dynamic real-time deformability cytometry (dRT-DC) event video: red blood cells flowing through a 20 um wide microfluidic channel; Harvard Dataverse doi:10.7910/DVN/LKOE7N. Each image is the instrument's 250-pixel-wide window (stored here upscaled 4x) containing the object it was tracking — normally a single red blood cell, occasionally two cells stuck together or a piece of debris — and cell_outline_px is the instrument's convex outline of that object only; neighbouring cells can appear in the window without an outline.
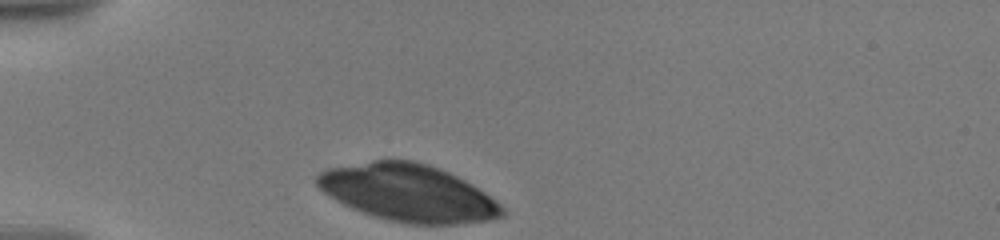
{"species": "human", "species_latin": "Homo sapiens", "temperature_condition": "warm", "stored_images_in_passage": 17, "camera_frame_rate_fps": 3000, "um_per_image_px": 0.085, "donor": {"sex": "male"}, "frame": {"image": 1, "passage_image": 1, "time_ms": 0.0, "image_size_px": [1000, 240], "cell_outline_px": [[504, 216], [492, 220], [456, 224], [404, 224], [388, 220], [360, 212], [328, 196], [316, 184], [316, 176], [320, 172], [328, 168], [372, 160], [412, 160], [428, 164], [448, 172], [472, 184], [496, 200], [504, 208]], "centroid_in_image_um": [34.7, 16.4], "position_along_channel_um": 50.3, "area_um2": 61.61}}
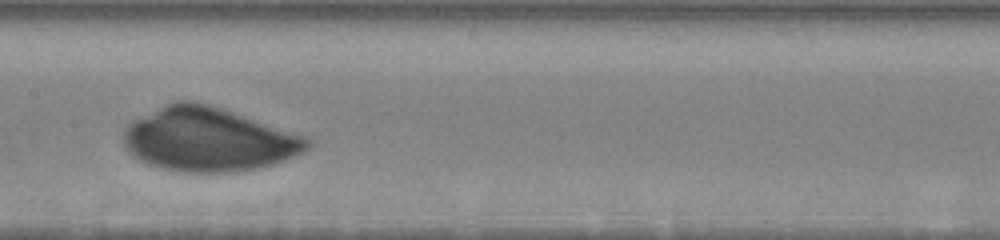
{"frame": {"image": 2, "passage_image": 15, "time_ms": 4.667, "image_size_px": [1000, 240], "cell_outline_px": [[312, 144], [304, 152], [284, 160], [260, 168], [236, 172], [184, 172], [160, 168], [148, 164], [140, 160], [128, 152], [124, 144], [124, 132], [136, 120], [176, 100], [196, 100], [304, 136], [312, 140]], "centroid_in_image_um": [17.75, 11.88], "position_along_channel_um": 189.7, "area_um2": 67.45}}
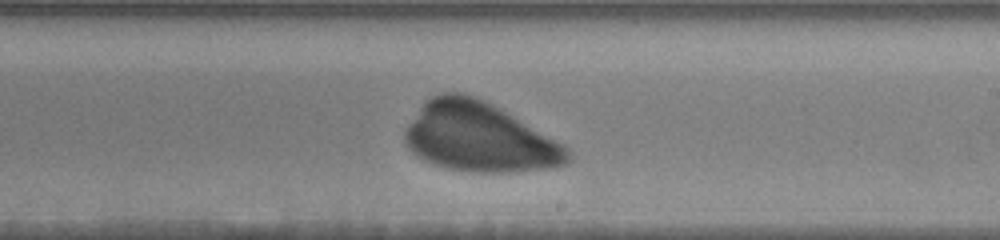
{"frame": {"image": 3, "passage_image": 17, "time_ms": 6.333, "image_size_px": [1000, 240], "cell_outline_px": [[572, 160], [568, 164], [552, 168], [512, 172], [468, 172], [444, 168], [420, 160], [408, 148], [404, 140], [404, 128], [424, 100], [440, 92], [460, 92], [484, 100], [568, 148], [572, 156]], "centroid_in_image_um": [40.66, 11.69], "position_along_channel_um": 248.3, "area_um2": 65.95}}